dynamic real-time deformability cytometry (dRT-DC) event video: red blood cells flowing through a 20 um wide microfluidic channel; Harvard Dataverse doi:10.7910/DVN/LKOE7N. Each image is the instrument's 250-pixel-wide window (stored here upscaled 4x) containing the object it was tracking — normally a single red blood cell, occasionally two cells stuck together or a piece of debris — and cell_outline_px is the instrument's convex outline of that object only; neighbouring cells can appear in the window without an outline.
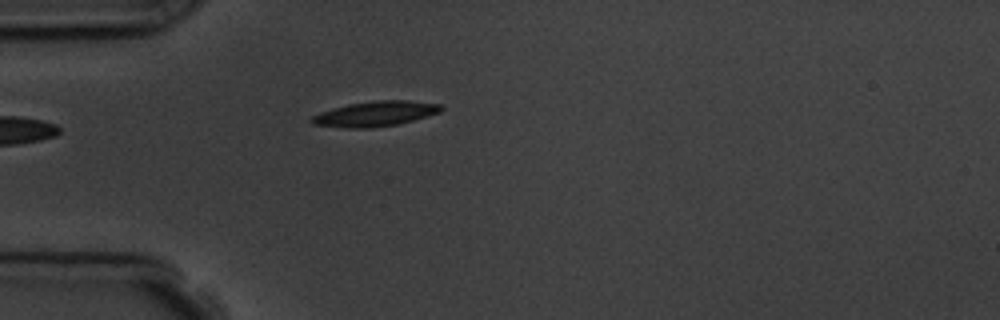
{"species": "common noctule bat (a hibernating species)", "species_latin": "Nyctalus noctula", "temperature_condition": "room temperature", "stored_images_in_passage": 5, "camera_frame_rate_fps": 3000, "um_per_image_px": 0.085, "animal": {"sex": "male", "body_mass_g": 19.5, "forearm_length_mm": 54.6}, "frame": {"image": 1, "passage_image": 5, "time_ms": 4.333, "image_size_px": [1000, 320], "cell_outline_px": [[444, 108], [440, 112], [412, 120], [396, 124], [372, 128], [348, 128], [312, 124], [308, 120], [312, 116], [320, 112], [332, 108], [348, 104], [376, 100], [408, 100], [440, 104]], "centroid_in_image_um": [31.86, 9.67], "position_along_channel_um": 53.1, "area_um2": 18.9}}